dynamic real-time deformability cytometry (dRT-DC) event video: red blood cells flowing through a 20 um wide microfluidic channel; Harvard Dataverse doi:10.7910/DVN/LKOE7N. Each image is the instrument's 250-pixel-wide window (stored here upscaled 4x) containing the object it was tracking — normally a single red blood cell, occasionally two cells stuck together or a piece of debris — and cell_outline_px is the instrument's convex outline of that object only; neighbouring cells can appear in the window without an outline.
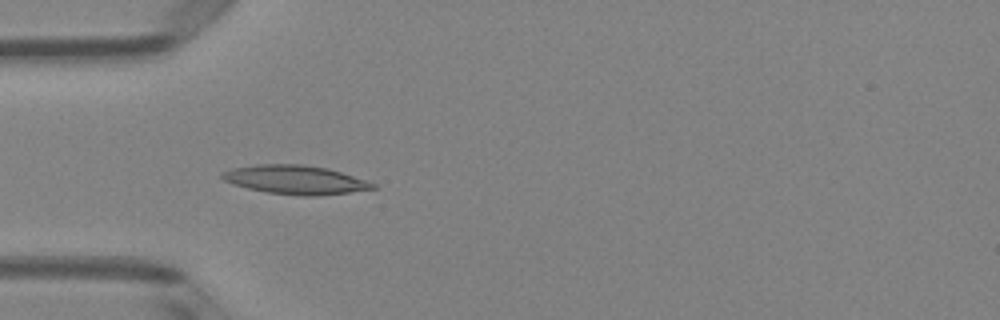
{"species": "Egyptian fruit bat (a non-hibernating species)", "species_latin": "Rousettus aegyptiacus", "temperature_condition": "room temperature", "stored_images_in_passage": 4, "camera_frame_rate_fps": 3000, "um_per_image_px": 0.085, "animal": {"sex": "female"}, "frame": {"image": 1, "passage_image": 3, "time_ms": 0.667, "image_size_px": [1000, 320], "cell_outline_px": [[376, 188], [348, 192], [316, 196], [300, 196], [268, 192], [248, 188], [232, 184], [224, 180], [220, 176], [220, 172], [232, 168], [256, 164], [300, 164], [328, 168], [376, 184]], "centroid_in_image_um": [25.04, 15.27], "position_along_channel_um": 60.0, "area_um2": 25.14}}
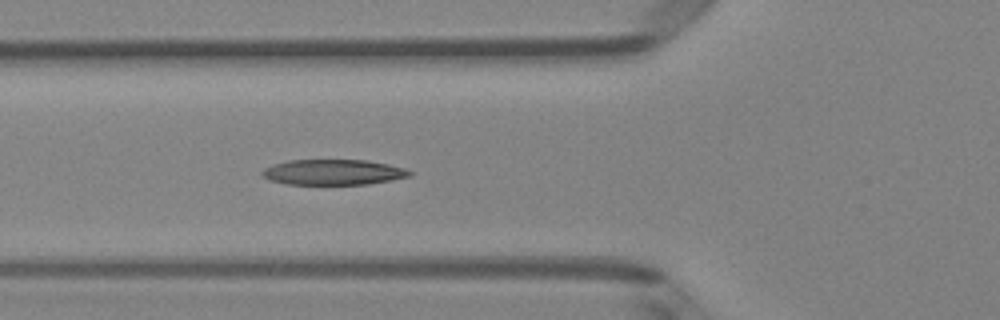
{"frame": {"image": 2, "passage_image": 4, "time_ms": 1.0, "image_size_px": [1000, 320], "cell_outline_px": [[412, 176], [392, 180], [368, 184], [284, 184], [268, 180], [260, 176], [260, 172], [264, 168], [272, 164], [288, 160], [368, 160], [388, 164], [404, 168], [412, 172]], "centroid_in_image_um": [28.28, 14.63], "position_along_channel_um": 97.5, "area_um2": 22.14}}